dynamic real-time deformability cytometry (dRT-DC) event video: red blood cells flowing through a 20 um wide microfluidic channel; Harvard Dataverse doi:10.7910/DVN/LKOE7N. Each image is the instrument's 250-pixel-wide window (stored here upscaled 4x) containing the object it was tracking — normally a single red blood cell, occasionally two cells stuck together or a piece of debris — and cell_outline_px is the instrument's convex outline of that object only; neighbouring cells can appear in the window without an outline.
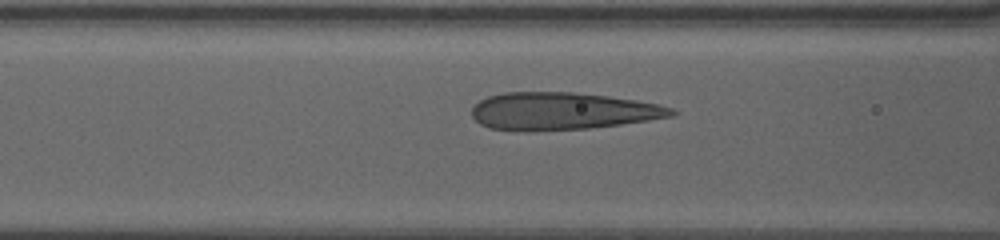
{"species": "human", "species_latin": "Homo sapiens", "temperature_condition": "warm", "stored_images_in_passage": 9, "camera_frame_rate_fps": 3000, "um_per_image_px": 0.085, "donor": {"sex": "female"}, "frame": {"image": 1, "passage_image": 7, "time_ms": 2.0, "image_size_px": [1000, 240], "cell_outline_px": [[680, 112], [676, 116], [620, 124], [588, 128], [488, 128], [480, 124], [472, 116], [472, 108], [480, 100], [488, 96], [504, 92], [572, 92], [608, 96], [636, 100], [656, 104], [672, 108]], "centroid_in_image_um": [47.87, 9.4], "position_along_channel_um": 118.7, "area_um2": 42.31}}